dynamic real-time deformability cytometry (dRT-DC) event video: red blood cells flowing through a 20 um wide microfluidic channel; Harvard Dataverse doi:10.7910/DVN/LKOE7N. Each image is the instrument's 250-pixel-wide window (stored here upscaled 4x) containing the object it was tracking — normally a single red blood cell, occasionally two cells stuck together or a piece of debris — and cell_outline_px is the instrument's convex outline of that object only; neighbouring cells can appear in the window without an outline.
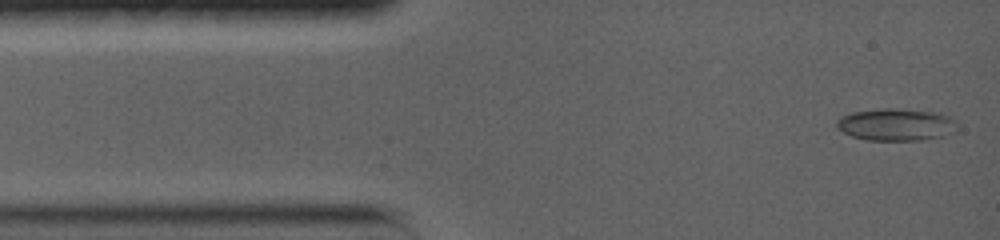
{"species": "common noctule bat (a hibernating species)", "species_latin": "Nyctalus noctula", "temperature_condition": "warm", "stored_images_in_passage": 49, "camera_frame_rate_fps": 5000, "um_per_image_px": 0.085, "animal": {"sex": "female", "body_mass_g": 19.0, "forearm_length_mm": 56.7}, "frame": {"image": 1, "passage_image": 1, "time_ms": 0.0, "image_size_px": [1000, 240], "cell_outline_px": [[956, 124], [940, 136], [920, 140], [868, 140], [852, 136], [844, 132], [836, 124], [836, 120], [852, 112], [888, 108], [892, 108], [940, 112], [952, 116]], "centroid_in_image_um": [76.13, 10.57], "position_along_channel_um": 8.9, "area_um2": 22.02}}
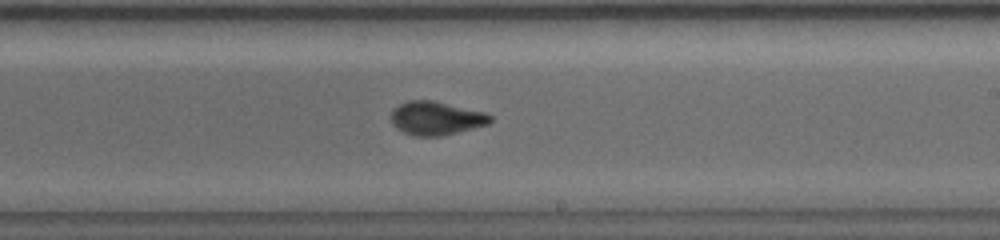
{"frame": {"image": 2, "passage_image": 32, "time_ms": 8.2, "image_size_px": [1000, 240], "cell_outline_px": [[492, 120], [488, 124], [440, 136], [416, 136], [404, 132], [396, 128], [392, 124], [392, 108], [408, 100], [432, 100], [484, 112], [492, 116]], "centroid_in_image_um": [37.04, 10.04], "position_along_channel_um": 252.0, "area_um2": 19.19}}
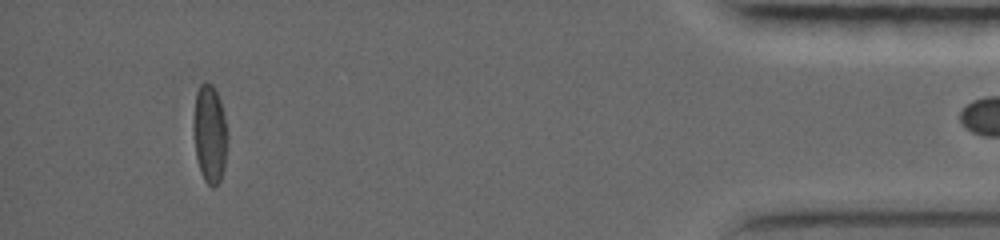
{"frame": {"image": 3, "passage_image": 48, "time_ms": 14.6, "image_size_px": [1000, 240], "cell_outline_px": [[228, 140], [224, 168], [220, 180], [212, 188], [204, 180], [200, 172], [196, 156], [192, 128], [192, 120], [196, 92], [200, 84], [212, 84], [220, 100], [228, 132]], "centroid_in_image_um": [17.82, 11.39], "position_along_channel_um": 417.4, "area_um2": 19.77}, "authors_computed_cell_mechanics": {"area_um2": 19.4208, "velocity_mm_per_s": 3.7787, "shape_relaxation_time_tau1_ms": 9.1759, "shape_relaxation_time_tau2_ms": 1.0855, "deformation_change_tau1": 0.2237, "deformation_change_tau2": 0.0516}}